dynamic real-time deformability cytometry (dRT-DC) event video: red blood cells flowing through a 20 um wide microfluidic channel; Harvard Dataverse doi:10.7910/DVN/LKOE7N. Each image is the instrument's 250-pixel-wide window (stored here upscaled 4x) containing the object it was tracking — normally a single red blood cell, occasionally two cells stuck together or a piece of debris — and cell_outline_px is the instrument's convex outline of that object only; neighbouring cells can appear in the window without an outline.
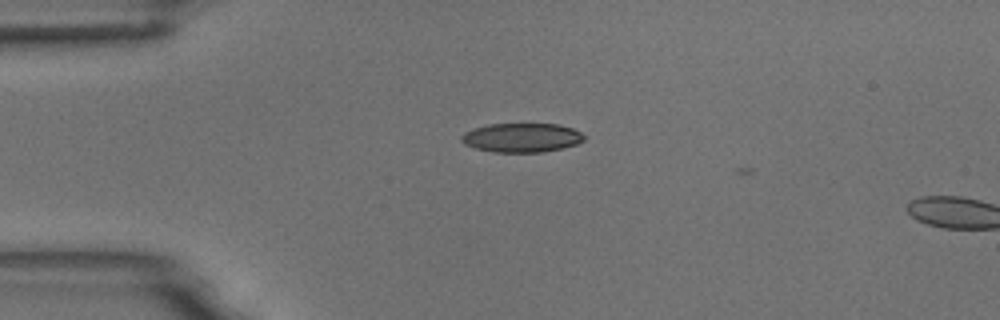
{"species": "common noctule bat (a hibernating species)", "species_latin": "Nyctalus noctula", "temperature_condition": "room temperature", "stored_images_in_passage": 4, "camera_frame_rate_fps": 3000, "um_per_image_px": 0.085, "animal": {"sex": "male", "body_mass_g": 18.8}, "frame": {"image": 1, "passage_image": 2, "time_ms": 0.333, "image_size_px": [1000, 320], "cell_outline_px": [[584, 140], [576, 144], [564, 148], [544, 152], [492, 152], [476, 148], [464, 144], [460, 140], [460, 136], [464, 132], [472, 128], [488, 124], [556, 124], [572, 128], [580, 132], [584, 136]], "centroid_in_image_um": [44.31, 11.7], "position_along_channel_um": 40.7, "area_um2": 20.92}}